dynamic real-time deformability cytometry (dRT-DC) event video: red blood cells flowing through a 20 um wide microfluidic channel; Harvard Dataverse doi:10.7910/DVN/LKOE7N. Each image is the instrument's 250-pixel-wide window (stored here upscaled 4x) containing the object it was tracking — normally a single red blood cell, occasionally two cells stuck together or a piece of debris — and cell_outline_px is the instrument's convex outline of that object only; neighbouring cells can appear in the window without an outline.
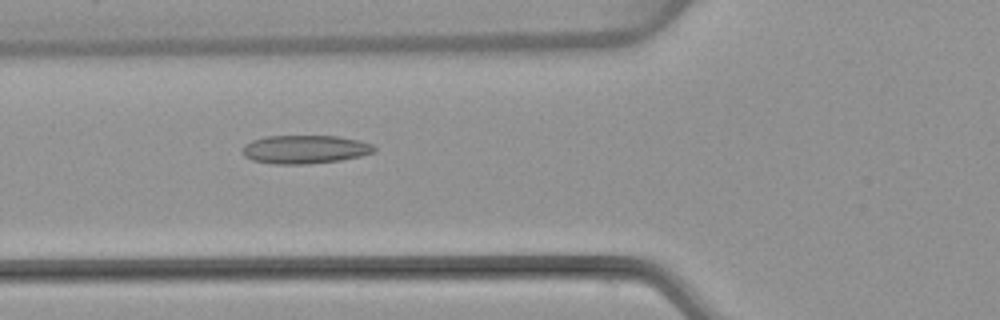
{"species": "common noctule bat (a hibernating species)", "species_latin": "Nyctalus noctula", "temperature_condition": "warm", "stored_images_in_passage": 53, "camera_frame_rate_fps": 3000, "um_per_image_px": 0.085, "animal": {"sex": "female", "body_mass_g": 22.7, "forearm_length_mm": 54.2}, "frame": {"image": 1, "passage_image": 20, "time_ms": 6.333, "image_size_px": [1000, 320], "cell_outline_px": [[376, 152], [360, 156], [340, 160], [304, 164], [272, 164], [252, 160], [244, 156], [240, 148], [244, 144], [252, 140], [264, 136], [340, 136], [360, 140], [372, 144], [376, 148]], "centroid_in_image_um": [25.9, 12.69], "position_along_channel_um": 99.9, "area_um2": 22.08}}
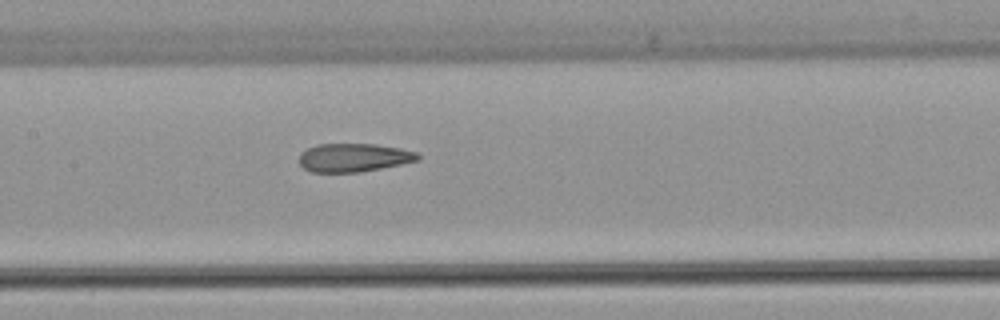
{"frame": {"image": 2, "passage_image": 26, "time_ms": 8.333, "image_size_px": [1000, 320], "cell_outline_px": [[420, 160], [360, 172], [312, 172], [304, 168], [300, 164], [300, 152], [316, 144], [376, 144], [400, 148], [416, 152], [420, 156]], "centroid_in_image_um": [30.06, 13.39], "position_along_channel_um": 177.3, "area_um2": 19.59}}
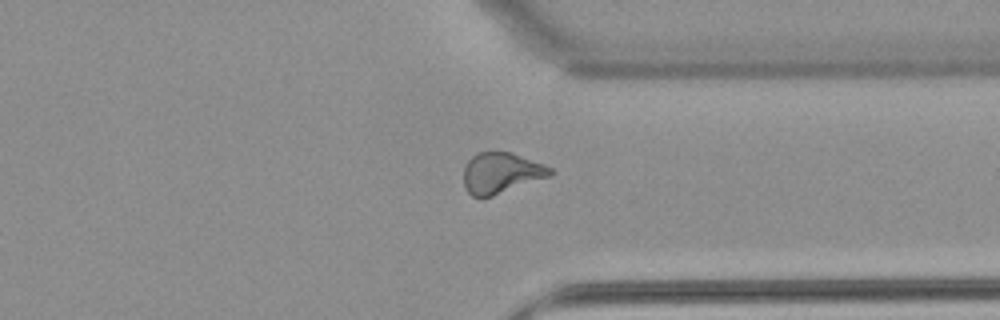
{"frame": {"image": 3, "passage_image": 41, "time_ms": 13.333, "image_size_px": [1000, 320], "cell_outline_px": [[556, 172], [552, 176], [480, 200], [472, 196], [464, 188], [464, 168], [468, 160], [476, 152], [512, 152], [544, 164], [552, 168]], "centroid_in_image_um": [42.61, 14.72], "position_along_channel_um": 368.8, "area_um2": 21.04}, "authors_computed_cell_mechanics": {"area_um2": 21.675, "velocity_mm_per_s": 3.8503, "shape_relaxation_time_tau1_ms": null, "shape_relaxation_time_tau2_ms": 2.0316, "deformation_change_tau1": null, "deformation_change_tau2": 0.0905}}